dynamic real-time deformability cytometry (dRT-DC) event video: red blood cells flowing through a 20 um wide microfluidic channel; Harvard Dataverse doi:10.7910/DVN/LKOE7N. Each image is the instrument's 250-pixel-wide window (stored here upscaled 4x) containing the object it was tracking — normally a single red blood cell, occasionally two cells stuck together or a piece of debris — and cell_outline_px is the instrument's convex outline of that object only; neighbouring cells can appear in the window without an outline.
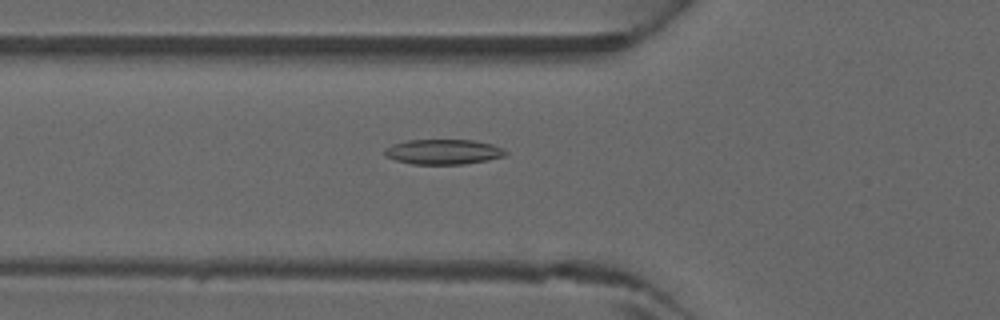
{"species": "common noctule bat (a hibernating species)", "species_latin": "Nyctalus noctula", "temperature_condition": "warm", "stored_images_in_passage": 46, "camera_frame_rate_fps": 3000, "um_per_image_px": 0.085, "animal": {"sex": "male", "forearm_length_mm": 52.5}, "frame": {"image": 1, "passage_image": 17, "time_ms": 5.333, "image_size_px": [1000, 320], "cell_outline_px": [[508, 152], [504, 156], [488, 160], [464, 164], [412, 164], [396, 160], [388, 156], [384, 152], [384, 148], [392, 144], [408, 140], [472, 140], [492, 144], [504, 148]], "centroid_in_image_um": [37.71, 12.9], "position_along_channel_um": 88.1, "area_um2": 17.63}}
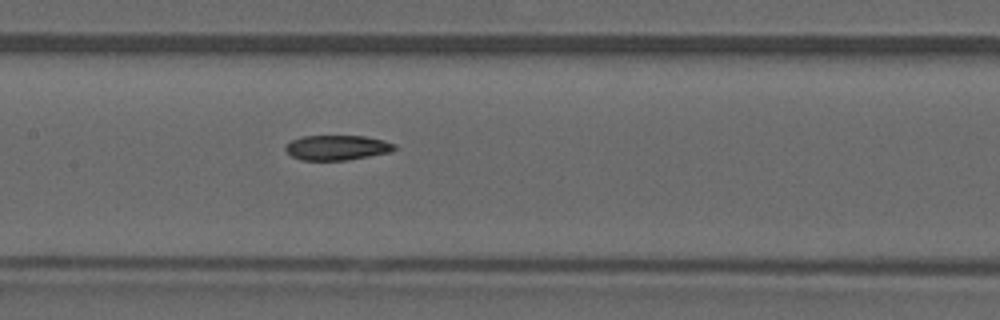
{"frame": {"image": 2, "passage_image": 23, "time_ms": 7.333, "image_size_px": [1000, 320], "cell_outline_px": [[396, 148], [392, 152], [348, 160], [300, 160], [292, 156], [284, 148], [284, 144], [300, 136], [364, 136], [384, 140], [396, 144]], "centroid_in_image_um": [28.65, 12.54], "position_along_channel_um": 178.8, "area_um2": 16.01}}
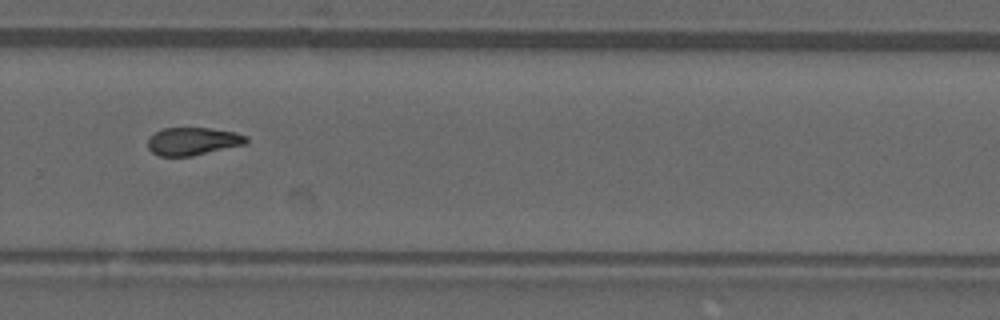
{"frame": {"image": 3, "passage_image": 32, "time_ms": 10.333, "image_size_px": [1000, 320], "cell_outline_px": [[248, 140], [244, 144], [192, 156], [160, 156], [152, 152], [148, 148], [148, 140], [156, 132], [164, 128], [208, 128], [236, 132], [248, 136]], "centroid_in_image_um": [16.4, 12.01], "position_along_channel_um": 313.4, "area_um2": 15.78}}